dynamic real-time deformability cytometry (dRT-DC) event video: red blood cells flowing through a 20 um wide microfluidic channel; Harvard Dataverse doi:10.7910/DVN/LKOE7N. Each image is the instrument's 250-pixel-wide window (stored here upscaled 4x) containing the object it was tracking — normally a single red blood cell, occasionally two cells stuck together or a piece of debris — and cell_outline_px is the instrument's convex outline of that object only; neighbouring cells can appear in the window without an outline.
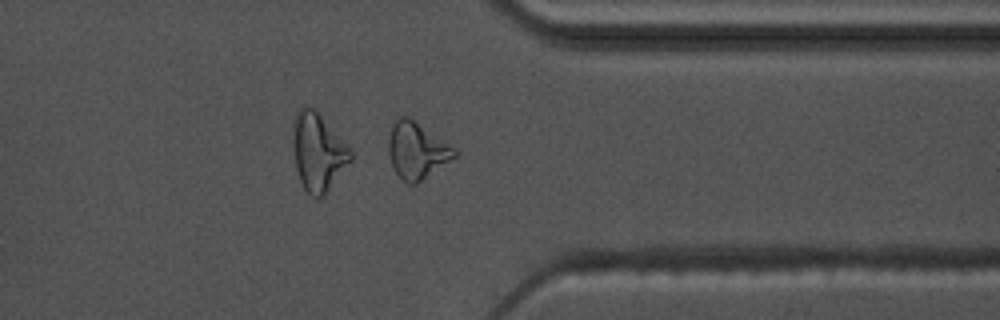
{"species": "common noctule bat (a hibernating species)", "species_latin": "Nyctalus noctula", "temperature_condition": "warm", "stored_images_in_passage": 41, "camera_frame_rate_fps": 3000, "um_per_image_px": 0.085, "animal": {"sex": "male", "body_mass_g": 17.5, "forearm_length_mm": 52.3}, "frame": {"image": 1, "passage_image": 30, "time_ms": 9.667, "image_size_px": [1000, 320], "cell_outline_px": [[456, 156], [416, 184], [408, 184], [396, 172], [388, 156], [388, 140], [392, 124], [400, 116], [408, 116], [456, 148]], "centroid_in_image_um": [35.41, 12.77], "position_along_channel_um": 376.0, "area_um2": 21.44}, "authors_computed_cell_mechanics": {"area_um2": 18.4382, "velocity_mm_per_s": 3.579, "shape_relaxation_time_tau1_ms": 9.9228, "shape_relaxation_time_tau2_ms": 1.8682, "deformation_change_tau1": 0.2534, "deformation_change_tau2": 0.0898}}